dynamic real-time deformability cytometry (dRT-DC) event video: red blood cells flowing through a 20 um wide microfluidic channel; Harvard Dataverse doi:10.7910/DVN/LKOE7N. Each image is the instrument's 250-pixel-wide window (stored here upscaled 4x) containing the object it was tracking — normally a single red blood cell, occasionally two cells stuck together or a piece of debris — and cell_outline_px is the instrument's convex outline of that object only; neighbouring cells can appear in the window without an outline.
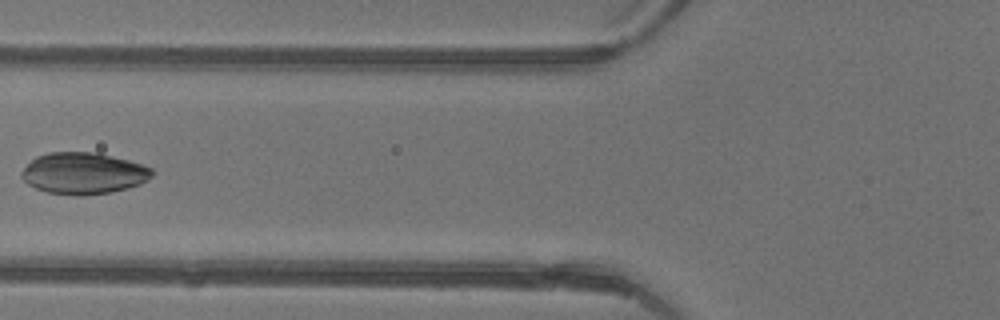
{"species": "common noctule bat (a hibernating species)", "species_latin": "Nyctalus noctula", "temperature_condition": "warm", "stored_images_in_passage": 6, "camera_frame_rate_fps": 3000, "um_per_image_px": 0.085, "animal": {"sex": "female"}, "frame": {"image": 1, "passage_image": 6, "time_ms": 1.667, "image_size_px": [1000, 320], "cell_outline_px": [[152, 176], [148, 180], [140, 184], [128, 188], [112, 192], [84, 196], [72, 196], [48, 192], [36, 188], [28, 184], [20, 176], [20, 172], [36, 156], [48, 152], [96, 152], [128, 160], [152, 168]], "centroid_in_image_um": [7.09, 14.74], "position_along_channel_um": 118.7, "area_um2": 31.73}}